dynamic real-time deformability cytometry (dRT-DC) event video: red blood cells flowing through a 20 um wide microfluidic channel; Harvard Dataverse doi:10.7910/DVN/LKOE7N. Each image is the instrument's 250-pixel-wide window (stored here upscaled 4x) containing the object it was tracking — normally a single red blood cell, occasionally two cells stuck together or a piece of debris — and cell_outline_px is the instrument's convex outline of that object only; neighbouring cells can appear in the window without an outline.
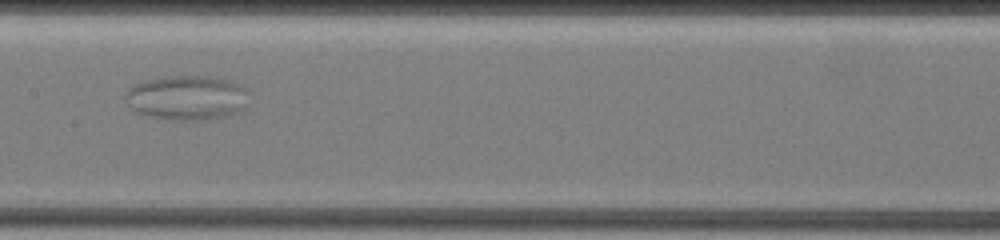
{"species": "common noctule bat (a hibernating species)", "species_latin": "Nyctalus noctula", "temperature_condition": "warm", "stored_images_in_passage": 84, "camera_frame_rate_fps": 3000, "um_per_image_px": 0.085, "animal": {"sex": "female", "body_mass_g": 19.5, "forearm_length_mm": 54.1}, "frame": {"image": 1, "passage_image": 40, "time_ms": 11.0, "image_size_px": [1000, 240], "cell_outline_px": [[248, 108], [240, 112], [224, 116], [204, 120], [172, 120], [148, 116], [136, 112], [132, 108], [128, 96], [128, 88], [144, 80], [168, 76], [208, 76], [224, 80], [236, 84], [244, 88]], "centroid_in_image_um": [15.91, 8.32], "position_along_channel_um": 191.5, "area_um2": 31.67}}
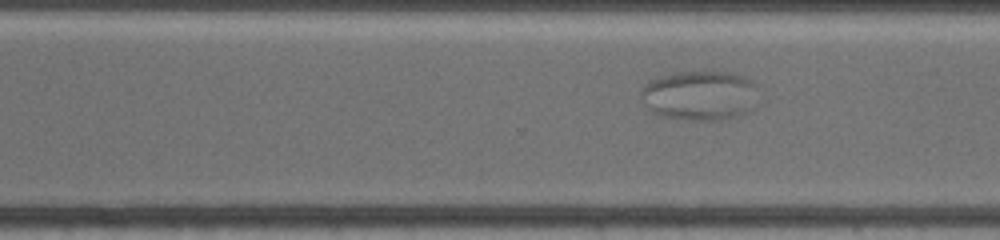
{"frame": {"image": 2, "passage_image": 56, "time_ms": 14.667, "image_size_px": [1000, 240], "cell_outline_px": [[748, 112], [736, 120], [692, 120], [660, 116], [652, 112], [648, 108], [640, 92], [644, 84], [660, 76], [680, 72], [732, 72], [744, 76], [748, 80]], "centroid_in_image_um": [59.33, 8.14], "position_along_channel_um": 311.3, "area_um2": 32.83}}
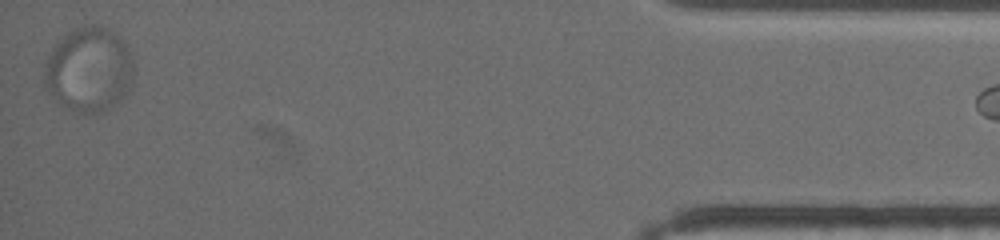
{"frame": {"image": 3, "passage_image": 83, "time_ms": 20.333, "image_size_px": [1000, 240], "cell_outline_px": [[132, 84], [120, 100], [100, 112], [80, 112], [64, 104], [48, 92], [44, 84], [44, 64], [56, 44], [68, 32], [84, 24], [100, 24], [108, 28], [128, 48], [132, 60]], "centroid_in_image_um": [7.55, 5.87], "position_along_channel_um": 427.6, "area_um2": 43.29}}